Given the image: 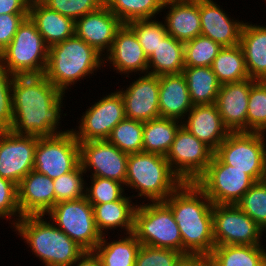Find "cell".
Returning a JSON list of instances; mask_svg holds the SVG:
<instances>
[{
	"mask_svg": "<svg viewBox=\"0 0 266 266\" xmlns=\"http://www.w3.org/2000/svg\"><path fill=\"white\" fill-rule=\"evenodd\" d=\"M132 197L133 195H124L117 201L92 205L95 223L102 236L106 234L105 231L117 228L124 229V235L133 232L134 214L138 204L132 202Z\"/></svg>",
	"mask_w": 266,
	"mask_h": 266,
	"instance_id": "cell-28",
	"label": "cell"
},
{
	"mask_svg": "<svg viewBox=\"0 0 266 266\" xmlns=\"http://www.w3.org/2000/svg\"><path fill=\"white\" fill-rule=\"evenodd\" d=\"M21 217L17 185L8 179L0 177V218H9V221L12 219L11 225H13V228Z\"/></svg>",
	"mask_w": 266,
	"mask_h": 266,
	"instance_id": "cell-46",
	"label": "cell"
},
{
	"mask_svg": "<svg viewBox=\"0 0 266 266\" xmlns=\"http://www.w3.org/2000/svg\"><path fill=\"white\" fill-rule=\"evenodd\" d=\"M125 235L112 242L107 241L106 235L102 236L94 250L100 259L101 266H135L136 255L141 244L133 233Z\"/></svg>",
	"mask_w": 266,
	"mask_h": 266,
	"instance_id": "cell-31",
	"label": "cell"
},
{
	"mask_svg": "<svg viewBox=\"0 0 266 266\" xmlns=\"http://www.w3.org/2000/svg\"><path fill=\"white\" fill-rule=\"evenodd\" d=\"M222 47L212 39L198 35L184 43L185 67H211Z\"/></svg>",
	"mask_w": 266,
	"mask_h": 266,
	"instance_id": "cell-38",
	"label": "cell"
},
{
	"mask_svg": "<svg viewBox=\"0 0 266 266\" xmlns=\"http://www.w3.org/2000/svg\"><path fill=\"white\" fill-rule=\"evenodd\" d=\"M117 91L122 96L126 118L146 122L160 117L159 76L143 74L126 90Z\"/></svg>",
	"mask_w": 266,
	"mask_h": 266,
	"instance_id": "cell-17",
	"label": "cell"
},
{
	"mask_svg": "<svg viewBox=\"0 0 266 266\" xmlns=\"http://www.w3.org/2000/svg\"><path fill=\"white\" fill-rule=\"evenodd\" d=\"M215 246L262 245V228L236 204L213 205Z\"/></svg>",
	"mask_w": 266,
	"mask_h": 266,
	"instance_id": "cell-12",
	"label": "cell"
},
{
	"mask_svg": "<svg viewBox=\"0 0 266 266\" xmlns=\"http://www.w3.org/2000/svg\"><path fill=\"white\" fill-rule=\"evenodd\" d=\"M87 175L79 164L74 170L63 174L53 180L54 184V205L62 201L76 200L85 197Z\"/></svg>",
	"mask_w": 266,
	"mask_h": 266,
	"instance_id": "cell-39",
	"label": "cell"
},
{
	"mask_svg": "<svg viewBox=\"0 0 266 266\" xmlns=\"http://www.w3.org/2000/svg\"><path fill=\"white\" fill-rule=\"evenodd\" d=\"M31 0H0V14H29Z\"/></svg>",
	"mask_w": 266,
	"mask_h": 266,
	"instance_id": "cell-48",
	"label": "cell"
},
{
	"mask_svg": "<svg viewBox=\"0 0 266 266\" xmlns=\"http://www.w3.org/2000/svg\"><path fill=\"white\" fill-rule=\"evenodd\" d=\"M90 180L91 186L86 183L85 197L91 205L117 201L127 195L121 182L102 177H90Z\"/></svg>",
	"mask_w": 266,
	"mask_h": 266,
	"instance_id": "cell-42",
	"label": "cell"
},
{
	"mask_svg": "<svg viewBox=\"0 0 266 266\" xmlns=\"http://www.w3.org/2000/svg\"><path fill=\"white\" fill-rule=\"evenodd\" d=\"M22 216L45 215L54 206V184L48 176L30 171L17 185Z\"/></svg>",
	"mask_w": 266,
	"mask_h": 266,
	"instance_id": "cell-23",
	"label": "cell"
},
{
	"mask_svg": "<svg viewBox=\"0 0 266 266\" xmlns=\"http://www.w3.org/2000/svg\"><path fill=\"white\" fill-rule=\"evenodd\" d=\"M263 245L215 246L209 255L211 266H266Z\"/></svg>",
	"mask_w": 266,
	"mask_h": 266,
	"instance_id": "cell-30",
	"label": "cell"
},
{
	"mask_svg": "<svg viewBox=\"0 0 266 266\" xmlns=\"http://www.w3.org/2000/svg\"><path fill=\"white\" fill-rule=\"evenodd\" d=\"M266 134L230 132L214 155L223 163L239 169L255 182L261 180L266 153Z\"/></svg>",
	"mask_w": 266,
	"mask_h": 266,
	"instance_id": "cell-9",
	"label": "cell"
},
{
	"mask_svg": "<svg viewBox=\"0 0 266 266\" xmlns=\"http://www.w3.org/2000/svg\"><path fill=\"white\" fill-rule=\"evenodd\" d=\"M182 74L186 79L193 105L216 102L221 84L211 67H185Z\"/></svg>",
	"mask_w": 266,
	"mask_h": 266,
	"instance_id": "cell-33",
	"label": "cell"
},
{
	"mask_svg": "<svg viewBox=\"0 0 266 266\" xmlns=\"http://www.w3.org/2000/svg\"><path fill=\"white\" fill-rule=\"evenodd\" d=\"M107 62L112 64L117 73L127 74L128 78L132 72L147 74L148 57L135 32L127 24H123L117 31L109 52L104 56V64Z\"/></svg>",
	"mask_w": 266,
	"mask_h": 266,
	"instance_id": "cell-19",
	"label": "cell"
},
{
	"mask_svg": "<svg viewBox=\"0 0 266 266\" xmlns=\"http://www.w3.org/2000/svg\"><path fill=\"white\" fill-rule=\"evenodd\" d=\"M193 104L184 75L159 76L160 117L183 121Z\"/></svg>",
	"mask_w": 266,
	"mask_h": 266,
	"instance_id": "cell-25",
	"label": "cell"
},
{
	"mask_svg": "<svg viewBox=\"0 0 266 266\" xmlns=\"http://www.w3.org/2000/svg\"><path fill=\"white\" fill-rule=\"evenodd\" d=\"M122 25V21L102 5L99 9L75 21V35L104 57L109 52L116 33Z\"/></svg>",
	"mask_w": 266,
	"mask_h": 266,
	"instance_id": "cell-18",
	"label": "cell"
},
{
	"mask_svg": "<svg viewBox=\"0 0 266 266\" xmlns=\"http://www.w3.org/2000/svg\"><path fill=\"white\" fill-rule=\"evenodd\" d=\"M136 34L146 56L149 58L160 41L168 34L165 24L153 19L134 20L127 24Z\"/></svg>",
	"mask_w": 266,
	"mask_h": 266,
	"instance_id": "cell-40",
	"label": "cell"
},
{
	"mask_svg": "<svg viewBox=\"0 0 266 266\" xmlns=\"http://www.w3.org/2000/svg\"><path fill=\"white\" fill-rule=\"evenodd\" d=\"M261 182H263L266 185V153L264 156V162H263V173H262V177H261Z\"/></svg>",
	"mask_w": 266,
	"mask_h": 266,
	"instance_id": "cell-51",
	"label": "cell"
},
{
	"mask_svg": "<svg viewBox=\"0 0 266 266\" xmlns=\"http://www.w3.org/2000/svg\"><path fill=\"white\" fill-rule=\"evenodd\" d=\"M174 266H211V260L208 255L186 254L182 255Z\"/></svg>",
	"mask_w": 266,
	"mask_h": 266,
	"instance_id": "cell-49",
	"label": "cell"
},
{
	"mask_svg": "<svg viewBox=\"0 0 266 266\" xmlns=\"http://www.w3.org/2000/svg\"><path fill=\"white\" fill-rule=\"evenodd\" d=\"M71 266H101V262L94 251H84Z\"/></svg>",
	"mask_w": 266,
	"mask_h": 266,
	"instance_id": "cell-50",
	"label": "cell"
},
{
	"mask_svg": "<svg viewBox=\"0 0 266 266\" xmlns=\"http://www.w3.org/2000/svg\"><path fill=\"white\" fill-rule=\"evenodd\" d=\"M164 2L165 0H104V5L123 24H128L134 20L155 19L163 11Z\"/></svg>",
	"mask_w": 266,
	"mask_h": 266,
	"instance_id": "cell-35",
	"label": "cell"
},
{
	"mask_svg": "<svg viewBox=\"0 0 266 266\" xmlns=\"http://www.w3.org/2000/svg\"><path fill=\"white\" fill-rule=\"evenodd\" d=\"M164 203L179 227L183 255H210L215 247L213 203L195 183H182Z\"/></svg>",
	"mask_w": 266,
	"mask_h": 266,
	"instance_id": "cell-2",
	"label": "cell"
},
{
	"mask_svg": "<svg viewBox=\"0 0 266 266\" xmlns=\"http://www.w3.org/2000/svg\"><path fill=\"white\" fill-rule=\"evenodd\" d=\"M29 17L49 48L75 35V21L50 9L41 0H31Z\"/></svg>",
	"mask_w": 266,
	"mask_h": 266,
	"instance_id": "cell-26",
	"label": "cell"
},
{
	"mask_svg": "<svg viewBox=\"0 0 266 266\" xmlns=\"http://www.w3.org/2000/svg\"><path fill=\"white\" fill-rule=\"evenodd\" d=\"M211 68L221 85L250 78L240 44L222 47L214 59Z\"/></svg>",
	"mask_w": 266,
	"mask_h": 266,
	"instance_id": "cell-34",
	"label": "cell"
},
{
	"mask_svg": "<svg viewBox=\"0 0 266 266\" xmlns=\"http://www.w3.org/2000/svg\"><path fill=\"white\" fill-rule=\"evenodd\" d=\"M14 76L0 63V131L13 123L12 82Z\"/></svg>",
	"mask_w": 266,
	"mask_h": 266,
	"instance_id": "cell-44",
	"label": "cell"
},
{
	"mask_svg": "<svg viewBox=\"0 0 266 266\" xmlns=\"http://www.w3.org/2000/svg\"><path fill=\"white\" fill-rule=\"evenodd\" d=\"M65 94L43 75L14 76L11 131L37 137L54 136L59 130Z\"/></svg>",
	"mask_w": 266,
	"mask_h": 266,
	"instance_id": "cell-1",
	"label": "cell"
},
{
	"mask_svg": "<svg viewBox=\"0 0 266 266\" xmlns=\"http://www.w3.org/2000/svg\"><path fill=\"white\" fill-rule=\"evenodd\" d=\"M201 33L221 47L240 44L244 22L229 18V15L213 0H199Z\"/></svg>",
	"mask_w": 266,
	"mask_h": 266,
	"instance_id": "cell-21",
	"label": "cell"
},
{
	"mask_svg": "<svg viewBox=\"0 0 266 266\" xmlns=\"http://www.w3.org/2000/svg\"><path fill=\"white\" fill-rule=\"evenodd\" d=\"M254 79L222 84L216 98V107L230 132H246L249 93Z\"/></svg>",
	"mask_w": 266,
	"mask_h": 266,
	"instance_id": "cell-20",
	"label": "cell"
},
{
	"mask_svg": "<svg viewBox=\"0 0 266 266\" xmlns=\"http://www.w3.org/2000/svg\"><path fill=\"white\" fill-rule=\"evenodd\" d=\"M182 183L166 156L146 152L129 154L124 186L138 192L134 197L164 202Z\"/></svg>",
	"mask_w": 266,
	"mask_h": 266,
	"instance_id": "cell-5",
	"label": "cell"
},
{
	"mask_svg": "<svg viewBox=\"0 0 266 266\" xmlns=\"http://www.w3.org/2000/svg\"><path fill=\"white\" fill-rule=\"evenodd\" d=\"M184 65V43L166 35L148 58V74L161 76L181 74Z\"/></svg>",
	"mask_w": 266,
	"mask_h": 266,
	"instance_id": "cell-29",
	"label": "cell"
},
{
	"mask_svg": "<svg viewBox=\"0 0 266 266\" xmlns=\"http://www.w3.org/2000/svg\"><path fill=\"white\" fill-rule=\"evenodd\" d=\"M37 136L0 131V177L16 185L34 169Z\"/></svg>",
	"mask_w": 266,
	"mask_h": 266,
	"instance_id": "cell-16",
	"label": "cell"
},
{
	"mask_svg": "<svg viewBox=\"0 0 266 266\" xmlns=\"http://www.w3.org/2000/svg\"><path fill=\"white\" fill-rule=\"evenodd\" d=\"M107 140L127 154L143 152V122L125 118L113 128Z\"/></svg>",
	"mask_w": 266,
	"mask_h": 266,
	"instance_id": "cell-36",
	"label": "cell"
},
{
	"mask_svg": "<svg viewBox=\"0 0 266 266\" xmlns=\"http://www.w3.org/2000/svg\"><path fill=\"white\" fill-rule=\"evenodd\" d=\"M167 8L163 19L168 35L183 43L200 35L199 0H165L162 9Z\"/></svg>",
	"mask_w": 266,
	"mask_h": 266,
	"instance_id": "cell-24",
	"label": "cell"
},
{
	"mask_svg": "<svg viewBox=\"0 0 266 266\" xmlns=\"http://www.w3.org/2000/svg\"><path fill=\"white\" fill-rule=\"evenodd\" d=\"M183 254L177 250L141 245L135 266H174Z\"/></svg>",
	"mask_w": 266,
	"mask_h": 266,
	"instance_id": "cell-45",
	"label": "cell"
},
{
	"mask_svg": "<svg viewBox=\"0 0 266 266\" xmlns=\"http://www.w3.org/2000/svg\"><path fill=\"white\" fill-rule=\"evenodd\" d=\"M181 121L158 117L143 122V152L166 156Z\"/></svg>",
	"mask_w": 266,
	"mask_h": 266,
	"instance_id": "cell-32",
	"label": "cell"
},
{
	"mask_svg": "<svg viewBox=\"0 0 266 266\" xmlns=\"http://www.w3.org/2000/svg\"><path fill=\"white\" fill-rule=\"evenodd\" d=\"M45 215L85 251H94L102 239L86 197L56 203Z\"/></svg>",
	"mask_w": 266,
	"mask_h": 266,
	"instance_id": "cell-8",
	"label": "cell"
},
{
	"mask_svg": "<svg viewBox=\"0 0 266 266\" xmlns=\"http://www.w3.org/2000/svg\"><path fill=\"white\" fill-rule=\"evenodd\" d=\"M44 218L45 215L22 216L14 231L45 266H71L85 250Z\"/></svg>",
	"mask_w": 266,
	"mask_h": 266,
	"instance_id": "cell-3",
	"label": "cell"
},
{
	"mask_svg": "<svg viewBox=\"0 0 266 266\" xmlns=\"http://www.w3.org/2000/svg\"><path fill=\"white\" fill-rule=\"evenodd\" d=\"M80 165L90 177H102L125 185L127 159L129 154L122 152L108 140H92L79 143Z\"/></svg>",
	"mask_w": 266,
	"mask_h": 266,
	"instance_id": "cell-15",
	"label": "cell"
},
{
	"mask_svg": "<svg viewBox=\"0 0 266 266\" xmlns=\"http://www.w3.org/2000/svg\"><path fill=\"white\" fill-rule=\"evenodd\" d=\"M78 130L72 129L77 141L107 140L113 128L126 118L121 94L118 91L103 96L83 112Z\"/></svg>",
	"mask_w": 266,
	"mask_h": 266,
	"instance_id": "cell-14",
	"label": "cell"
},
{
	"mask_svg": "<svg viewBox=\"0 0 266 266\" xmlns=\"http://www.w3.org/2000/svg\"><path fill=\"white\" fill-rule=\"evenodd\" d=\"M194 183L213 204H237L255 181L213 155L206 171Z\"/></svg>",
	"mask_w": 266,
	"mask_h": 266,
	"instance_id": "cell-10",
	"label": "cell"
},
{
	"mask_svg": "<svg viewBox=\"0 0 266 266\" xmlns=\"http://www.w3.org/2000/svg\"><path fill=\"white\" fill-rule=\"evenodd\" d=\"M50 9L74 21L104 5V0H41Z\"/></svg>",
	"mask_w": 266,
	"mask_h": 266,
	"instance_id": "cell-43",
	"label": "cell"
},
{
	"mask_svg": "<svg viewBox=\"0 0 266 266\" xmlns=\"http://www.w3.org/2000/svg\"><path fill=\"white\" fill-rule=\"evenodd\" d=\"M141 245L177 250L183 254L179 227L171 209L164 202L137 205L132 232Z\"/></svg>",
	"mask_w": 266,
	"mask_h": 266,
	"instance_id": "cell-7",
	"label": "cell"
},
{
	"mask_svg": "<svg viewBox=\"0 0 266 266\" xmlns=\"http://www.w3.org/2000/svg\"><path fill=\"white\" fill-rule=\"evenodd\" d=\"M264 231L266 229V185L255 182L236 204Z\"/></svg>",
	"mask_w": 266,
	"mask_h": 266,
	"instance_id": "cell-41",
	"label": "cell"
},
{
	"mask_svg": "<svg viewBox=\"0 0 266 266\" xmlns=\"http://www.w3.org/2000/svg\"><path fill=\"white\" fill-rule=\"evenodd\" d=\"M79 164V142L72 129L67 133L38 138L34 157V170L37 172L54 180Z\"/></svg>",
	"mask_w": 266,
	"mask_h": 266,
	"instance_id": "cell-11",
	"label": "cell"
},
{
	"mask_svg": "<svg viewBox=\"0 0 266 266\" xmlns=\"http://www.w3.org/2000/svg\"><path fill=\"white\" fill-rule=\"evenodd\" d=\"M246 132L266 133V81L255 80L251 84Z\"/></svg>",
	"mask_w": 266,
	"mask_h": 266,
	"instance_id": "cell-37",
	"label": "cell"
},
{
	"mask_svg": "<svg viewBox=\"0 0 266 266\" xmlns=\"http://www.w3.org/2000/svg\"><path fill=\"white\" fill-rule=\"evenodd\" d=\"M49 47L36 24L27 17L19 25L9 45L0 53V63L13 76L43 75Z\"/></svg>",
	"mask_w": 266,
	"mask_h": 266,
	"instance_id": "cell-6",
	"label": "cell"
},
{
	"mask_svg": "<svg viewBox=\"0 0 266 266\" xmlns=\"http://www.w3.org/2000/svg\"><path fill=\"white\" fill-rule=\"evenodd\" d=\"M103 59L93 47L74 35L49 48L44 75L65 94L71 85L77 84V81L80 82L90 74L94 75L95 71L104 67Z\"/></svg>",
	"mask_w": 266,
	"mask_h": 266,
	"instance_id": "cell-4",
	"label": "cell"
},
{
	"mask_svg": "<svg viewBox=\"0 0 266 266\" xmlns=\"http://www.w3.org/2000/svg\"><path fill=\"white\" fill-rule=\"evenodd\" d=\"M186 118L182 121V126L213 152L230 133L224 125L215 103L193 105Z\"/></svg>",
	"mask_w": 266,
	"mask_h": 266,
	"instance_id": "cell-22",
	"label": "cell"
},
{
	"mask_svg": "<svg viewBox=\"0 0 266 266\" xmlns=\"http://www.w3.org/2000/svg\"><path fill=\"white\" fill-rule=\"evenodd\" d=\"M213 155L207 145L181 125L166 159L183 183H194L206 171Z\"/></svg>",
	"mask_w": 266,
	"mask_h": 266,
	"instance_id": "cell-13",
	"label": "cell"
},
{
	"mask_svg": "<svg viewBox=\"0 0 266 266\" xmlns=\"http://www.w3.org/2000/svg\"><path fill=\"white\" fill-rule=\"evenodd\" d=\"M29 14H0V53L9 45L19 25Z\"/></svg>",
	"mask_w": 266,
	"mask_h": 266,
	"instance_id": "cell-47",
	"label": "cell"
},
{
	"mask_svg": "<svg viewBox=\"0 0 266 266\" xmlns=\"http://www.w3.org/2000/svg\"><path fill=\"white\" fill-rule=\"evenodd\" d=\"M249 77L266 81V26L245 22L240 35Z\"/></svg>",
	"mask_w": 266,
	"mask_h": 266,
	"instance_id": "cell-27",
	"label": "cell"
}]
</instances>
